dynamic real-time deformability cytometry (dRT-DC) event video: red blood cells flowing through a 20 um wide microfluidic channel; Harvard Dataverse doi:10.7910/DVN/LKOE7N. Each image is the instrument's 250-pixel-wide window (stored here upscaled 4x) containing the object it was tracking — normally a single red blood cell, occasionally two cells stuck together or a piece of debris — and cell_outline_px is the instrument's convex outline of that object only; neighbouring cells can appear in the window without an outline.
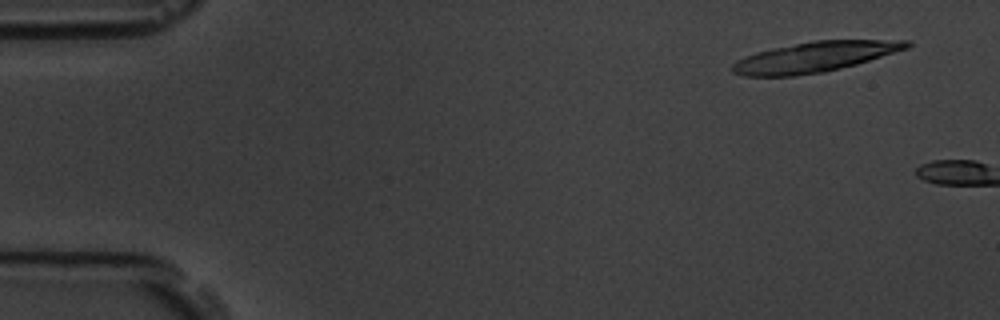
{"species": "common noctule bat (a hibernating species)", "species_latin": "Nyctalus noctula", "temperature_condition": "room temperature", "stored_images_in_passage": 2, "camera_frame_rate_fps": 3000, "um_per_image_px": 0.085, "animal": {"sex": "male", "body_mass_g": 19.5, "forearm_length_mm": 54.6}, "frame": {"image": 1, "passage_image": 1, "time_ms": 0.0, "image_size_px": [1000, 320], "cell_outline_px": [[912, 44], [908, 48], [856, 64], [824, 72], [796, 76], [744, 76], [732, 72], [732, 64], [744, 56], [756, 52], [772, 48], [816, 40], [912, 40]], "centroid_in_image_um": [69.24, 4.84], "position_along_channel_um": 15.8, "area_um2": 30.63}}